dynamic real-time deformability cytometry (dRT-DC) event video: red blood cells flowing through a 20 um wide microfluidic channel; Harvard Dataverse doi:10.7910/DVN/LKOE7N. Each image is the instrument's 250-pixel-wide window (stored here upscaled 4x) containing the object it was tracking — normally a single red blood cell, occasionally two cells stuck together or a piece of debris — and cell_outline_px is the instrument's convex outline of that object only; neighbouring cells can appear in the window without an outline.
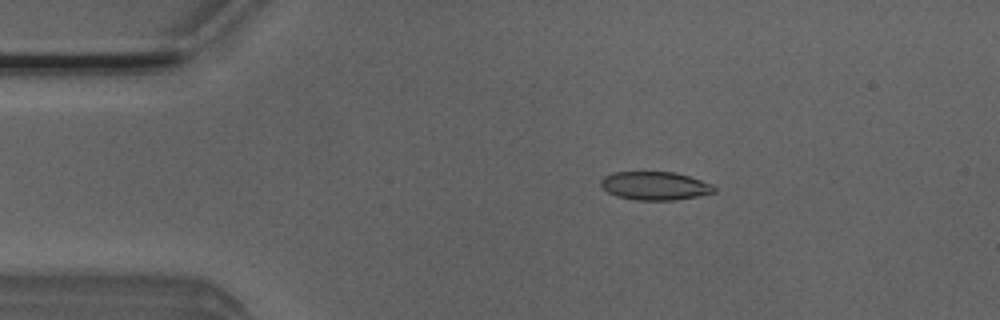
{"species": "Egyptian fruit bat (a non-hibernating species)", "species_latin": "Rousettus aegyptiacus", "temperature_condition": "room temperature", "stored_images_in_passage": 50, "camera_frame_rate_fps": 3000, "um_per_image_px": 0.085, "animal": {"sex": "male"}, "frame": {"image": 1, "passage_image": 7, "time_ms": 2.0, "image_size_px": [1000, 320], "cell_outline_px": [[716, 192], [676, 200], [636, 200], [616, 196], [608, 192], [600, 184], [600, 180], [604, 176], [612, 172], [676, 172], [712, 184], [716, 188]], "centroid_in_image_um": [55.66, 15.79], "position_along_channel_um": 29.3, "area_um2": 18.73}}
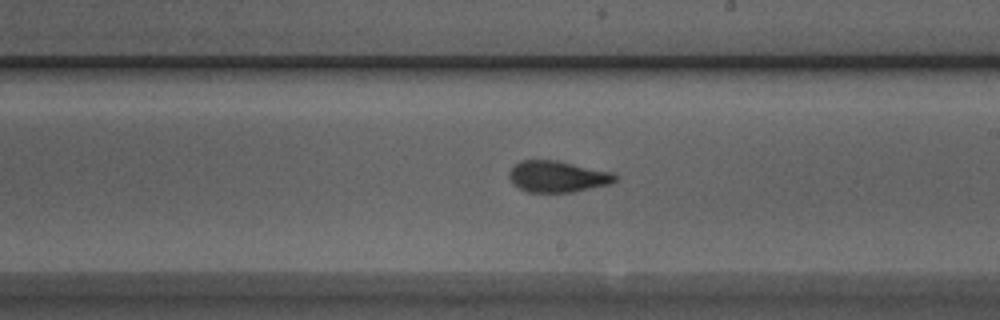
{"frame": {"image": 2, "passage_image": 27, "time_ms": 8.667, "image_size_px": [1000, 320], "cell_outline_px": [[616, 180], [612, 184], [572, 192], [528, 192], [512, 184], [508, 176], [508, 172], [520, 160], [556, 160], [612, 172], [616, 176]], "centroid_in_image_um": [47.38, 15.01], "position_along_channel_um": 241.6, "area_um2": 19.36}}
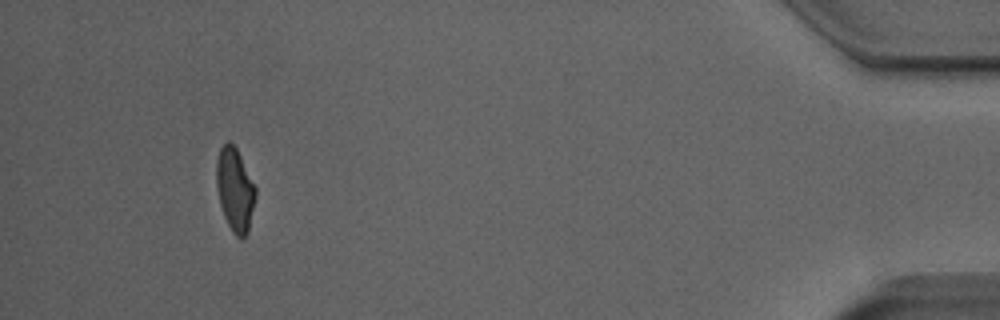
{"frame": {"image": 3, "passage_image": 46, "time_ms": 15.0, "image_size_px": [1000, 320], "cell_outline_px": [[256, 196], [248, 232], [244, 240], [240, 240], [232, 232], [224, 216], [220, 204], [216, 184], [216, 160], [220, 148], [228, 140], [236, 148], [256, 188]], "centroid_in_image_um": [19.97, 16.16], "position_along_channel_um": 415.2, "area_um2": 19.02}, "authors_computed_cell_mechanics": {"area_um2": 19.2474, "velocity_mm_per_s": 3.9135, "shape_relaxation_time_tau1_ms": 11.0819, "shape_relaxation_time_tau2_ms": 1.1909, "deformation_change_tau1": 0.2639, "deformation_change_tau2": 0.0739}}